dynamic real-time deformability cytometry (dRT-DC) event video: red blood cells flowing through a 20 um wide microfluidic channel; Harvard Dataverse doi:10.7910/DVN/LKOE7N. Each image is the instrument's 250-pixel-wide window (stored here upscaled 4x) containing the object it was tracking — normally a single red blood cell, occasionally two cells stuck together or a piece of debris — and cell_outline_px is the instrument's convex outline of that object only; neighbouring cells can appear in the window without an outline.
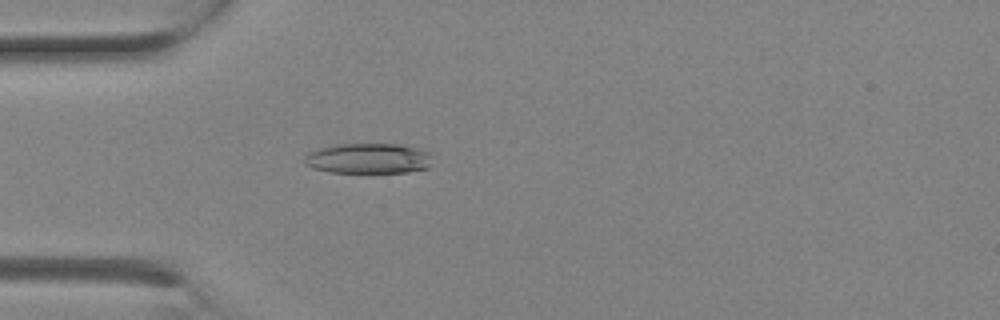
{"species": "Egyptian fruit bat (a non-hibernating species)", "species_latin": "Rousettus aegyptiacus", "temperature_condition": "room temperature", "stored_images_in_passage": 2, "camera_frame_rate_fps": 3000, "um_per_image_px": 0.085, "animal": {"sex": "female"}, "frame": {"image": 1, "passage_image": 2, "time_ms": 0.333, "image_size_px": [1000, 320], "cell_outline_px": [[432, 152], [428, 168], [408, 172], [328, 172], [312, 168], [304, 164], [304, 156], [308, 152], [316, 148], [336, 144], [400, 144], [420, 148]], "centroid_in_image_um": [31.29, 13.45], "position_along_channel_um": 53.7, "area_um2": 22.95}}